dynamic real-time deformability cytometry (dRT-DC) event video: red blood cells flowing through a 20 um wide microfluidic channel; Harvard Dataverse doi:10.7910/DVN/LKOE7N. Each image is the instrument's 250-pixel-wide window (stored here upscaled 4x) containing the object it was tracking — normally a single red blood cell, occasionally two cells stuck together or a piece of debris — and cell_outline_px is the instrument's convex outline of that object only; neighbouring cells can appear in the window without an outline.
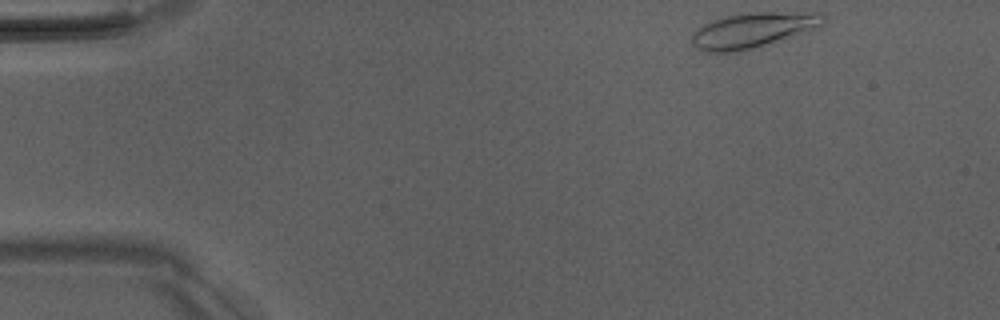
{"species": "Egyptian fruit bat (a non-hibernating species)", "species_latin": "Rousettus aegyptiacus", "temperature_condition": "room temperature", "stored_images_in_passage": 6, "camera_frame_rate_fps": 3000, "um_per_image_px": 0.085, "animal": {"sex": "male"}, "frame": {"image": 1, "passage_image": 1, "time_ms": 0.0, "image_size_px": [1000, 320], "cell_outline_px": [[824, 24], [804, 32], [752, 48], [736, 52], [704, 52], [696, 48], [692, 44], [692, 32], [704, 24], [728, 16], [748, 12], [820, 12], [824, 16]], "centroid_in_image_um": [63.97, 2.56], "position_along_channel_um": 21.0, "area_um2": 26.53}}